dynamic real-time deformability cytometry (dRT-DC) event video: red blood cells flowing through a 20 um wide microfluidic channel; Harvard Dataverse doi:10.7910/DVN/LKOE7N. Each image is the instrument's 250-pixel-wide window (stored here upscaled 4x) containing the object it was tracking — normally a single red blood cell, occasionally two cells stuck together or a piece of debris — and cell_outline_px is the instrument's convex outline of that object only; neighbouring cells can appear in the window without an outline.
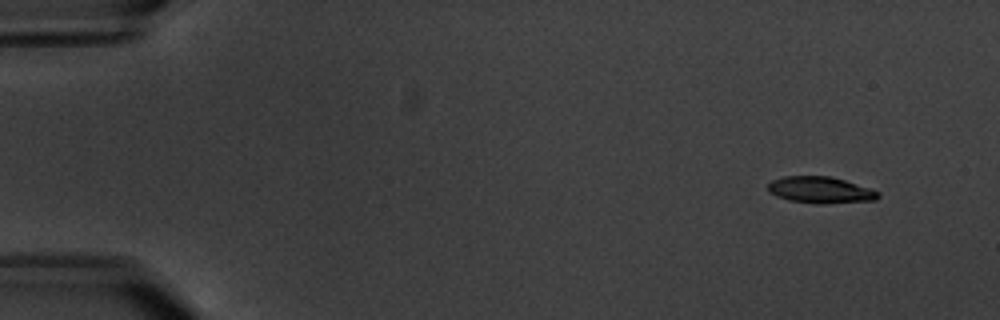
{"species": "common noctule bat (a hibernating species)", "species_latin": "Nyctalus noctula", "temperature_condition": "warm", "stored_images_in_passage": 6, "camera_frame_rate_fps": 3000, "um_per_image_px": 0.085, "animal": {"sex": "male", "body_mass_g": 20.1, "forearm_length_mm": 53.5}, "frame": {"image": 1, "passage_image": 1, "time_ms": 0.0, "image_size_px": [1000, 320], "cell_outline_px": [[880, 196], [876, 200], [820, 204], [788, 200], [776, 196], [768, 192], [768, 184], [772, 180], [784, 176], [832, 176], [880, 192]], "centroid_in_image_um": [69.71, 16.15], "position_along_channel_um": 15.3, "area_um2": 16.99}}
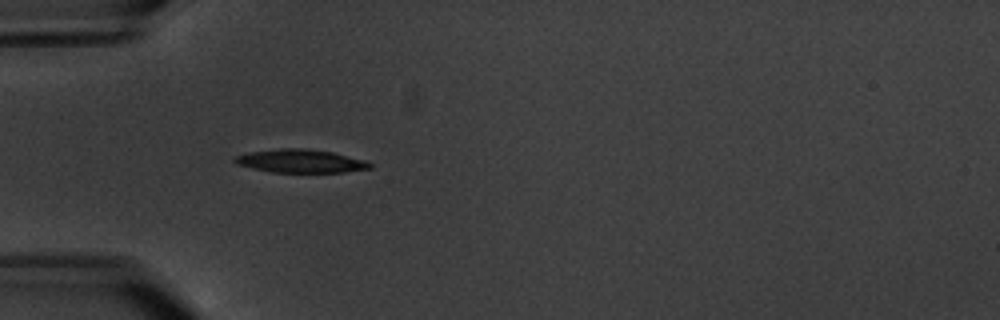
{"frame": {"image": 2, "passage_image": 5, "time_ms": 4.667, "image_size_px": [1000, 320], "cell_outline_px": [[372, 168], [344, 172], [272, 172], [252, 168], [236, 164], [232, 160], [232, 156], [248, 152], [280, 148], [308, 148], [332, 152], [364, 160], [372, 164]], "centroid_in_image_um": [25.49, 13.68], "position_along_channel_um": 59.5, "area_um2": 18.44}}